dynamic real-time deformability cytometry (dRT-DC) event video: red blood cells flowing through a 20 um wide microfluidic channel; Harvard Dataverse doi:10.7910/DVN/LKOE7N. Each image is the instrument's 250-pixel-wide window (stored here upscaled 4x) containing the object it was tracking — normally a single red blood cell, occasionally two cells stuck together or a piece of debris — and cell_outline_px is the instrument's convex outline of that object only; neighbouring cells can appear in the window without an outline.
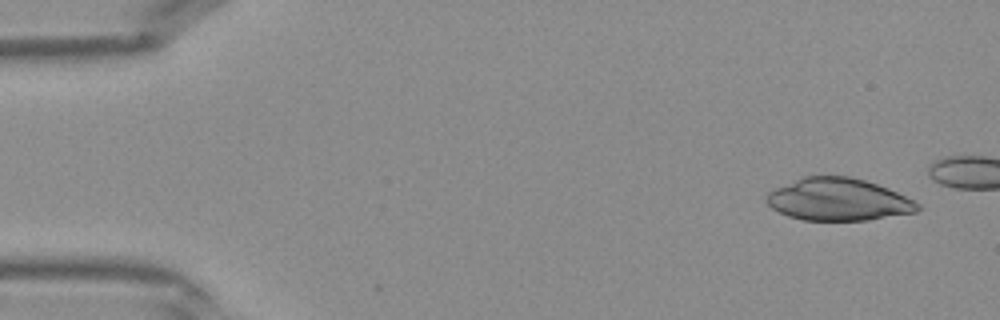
{"species": "Egyptian fruit bat (a non-hibernating species)", "species_latin": "Rousettus aegyptiacus", "temperature_condition": "warm", "stored_images_in_passage": 5, "camera_frame_rate_fps": 3000, "um_per_image_px": 0.085, "frame": {"image": 1, "passage_image": 3, "time_ms": 0.667, "image_size_px": [1000, 320], "cell_outline_px": [[920, 208], [916, 212], [868, 220], [804, 220], [788, 216], [772, 208], [764, 200], [768, 192], [776, 188], [804, 176], [848, 176], [864, 180], [888, 188], [920, 204]], "centroid_in_image_um": [71.24, 16.96], "position_along_channel_um": 13.8, "area_um2": 36.99}}